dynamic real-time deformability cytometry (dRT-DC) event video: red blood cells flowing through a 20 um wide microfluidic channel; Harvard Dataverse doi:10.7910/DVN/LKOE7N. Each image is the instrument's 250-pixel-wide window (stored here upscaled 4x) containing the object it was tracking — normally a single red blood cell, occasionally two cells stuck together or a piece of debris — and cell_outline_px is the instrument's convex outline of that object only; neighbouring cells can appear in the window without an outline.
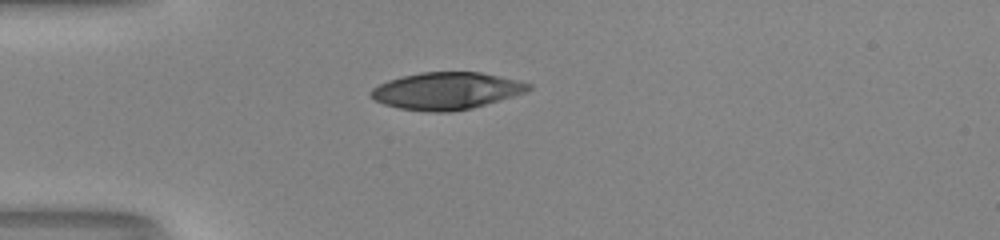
{"species": "human", "species_latin": "Homo sapiens", "temperature_condition": "room temperature", "stored_images_in_passage": 37, "camera_frame_rate_fps": 3000, "um_per_image_px": 0.085, "donor": {"sex": "male"}, "frame": {"image": 1, "passage_image": 1, "time_ms": 0.0, "image_size_px": [1000, 240], "cell_outline_px": [[532, 88], [524, 92], [500, 100], [472, 108], [452, 112], [428, 112], [400, 108], [384, 104], [376, 100], [368, 92], [372, 88], [388, 80], [420, 72], [480, 72], [516, 80], [532, 84]], "centroid_in_image_um": [37.94, 7.73], "position_along_channel_um": 47.1, "area_um2": 33.81}}
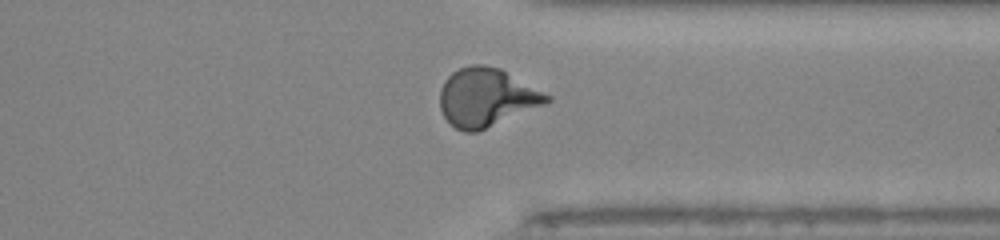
{"frame": {"image": 2, "passage_image": 26, "time_ms": 8.333, "image_size_px": [1000, 240], "cell_outline_px": [[552, 100], [544, 104], [476, 132], [464, 132], [456, 128], [444, 116], [440, 108], [440, 88], [444, 80], [452, 72], [460, 68], [472, 64], [484, 64], [500, 68], [552, 96]], "centroid_in_image_um": [41.33, 8.26], "position_along_channel_um": 370.1, "area_um2": 36.07}}
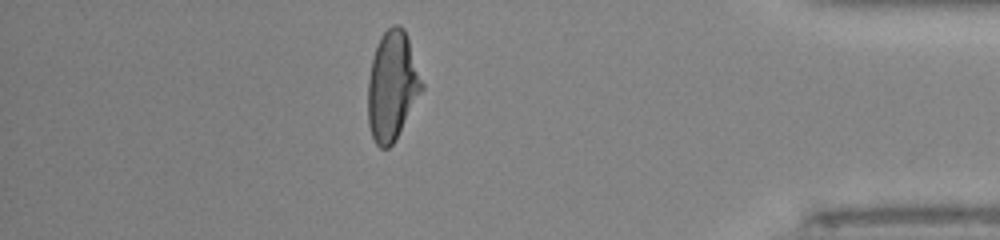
{"frame": {"image": 3, "passage_image": 31, "time_ms": 10.0, "image_size_px": [1000, 240], "cell_outline_px": [[424, 88], [396, 140], [388, 148], [380, 148], [376, 144], [372, 136], [368, 124], [368, 80], [372, 56], [376, 44], [380, 36], [392, 24], [400, 24], [404, 28], [424, 84]], "centroid_in_image_um": [33.33, 7.3], "position_along_channel_um": 401.9, "area_um2": 34.56}, "authors_computed_cell_mechanics": {"area_um2": 34.5644, "velocity_mm_per_s": 4.1469, "shape_relaxation_time_tau1_ms": 4.4156, "shape_relaxation_time_tau2_ms": 0.8694, "deformation_change_tau1": 0.2135, "deformation_change_tau2": 0.0641}}